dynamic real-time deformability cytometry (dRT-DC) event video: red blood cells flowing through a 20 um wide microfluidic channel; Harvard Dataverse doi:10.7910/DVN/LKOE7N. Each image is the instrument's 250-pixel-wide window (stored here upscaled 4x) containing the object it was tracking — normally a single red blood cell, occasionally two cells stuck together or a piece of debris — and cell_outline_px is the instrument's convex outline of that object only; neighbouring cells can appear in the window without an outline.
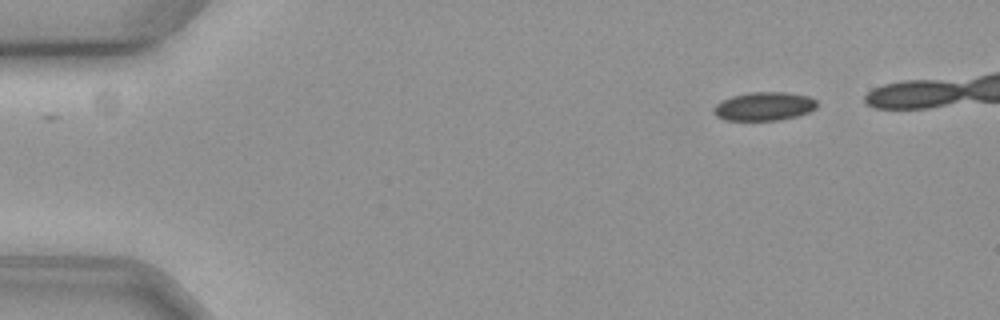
{"species": "common noctule bat (a hibernating species)", "species_latin": "Nyctalus noctula", "temperature_condition": "cold", "stored_images_in_passage": 45, "camera_frame_rate_fps": 3000, "um_per_image_px": 0.085, "animal": {"sex": "female", "body_mass_g": 19.3, "forearm_length_mm": 54.1}, "frame": {"image": 1, "passage_image": 1, "time_ms": 0.0, "image_size_px": [1000, 320], "cell_outline_px": [[816, 108], [808, 112], [796, 116], [780, 120], [724, 120], [716, 116], [712, 108], [716, 104], [732, 96], [748, 92], [784, 92], [808, 96], [816, 100]], "centroid_in_image_um": [64.93, 9.04], "position_along_channel_um": 20.1, "area_um2": 17.11}}
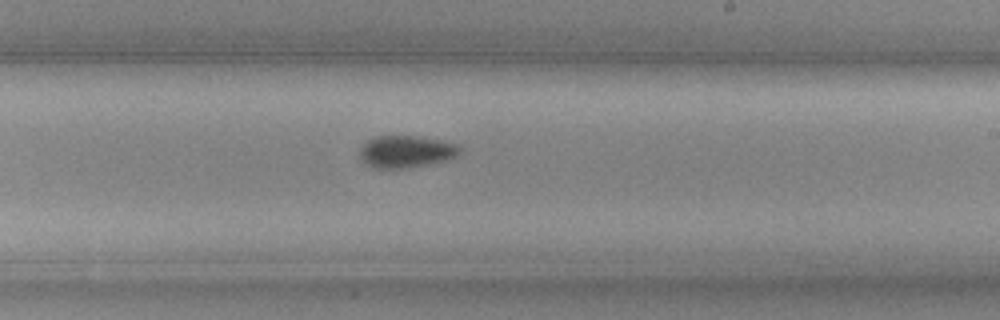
{"frame": {"image": 2, "passage_image": 29, "time_ms": 9.333, "image_size_px": [1000, 320], "cell_outline_px": [[460, 148], [456, 156], [448, 160], [408, 168], [376, 168], [368, 164], [360, 156], [360, 148], [368, 140], [376, 136], [420, 136], [440, 140], [456, 144]], "centroid_in_image_um": [34.53, 12.88], "position_along_channel_um": 254.5, "area_um2": 18.5}}
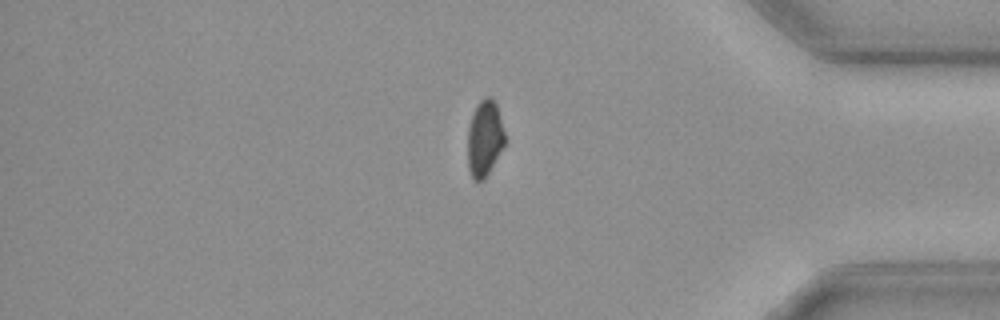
{"frame": {"image": 3, "passage_image": 43, "time_ms": 14.0, "image_size_px": [1000, 320], "cell_outline_px": [[508, 140], [484, 180], [476, 180], [472, 176], [468, 168], [468, 128], [476, 104], [484, 96], [488, 96], [496, 104], [508, 136]], "centroid_in_image_um": [41.24, 11.74], "position_along_channel_um": 394.0, "area_um2": 16.82}}